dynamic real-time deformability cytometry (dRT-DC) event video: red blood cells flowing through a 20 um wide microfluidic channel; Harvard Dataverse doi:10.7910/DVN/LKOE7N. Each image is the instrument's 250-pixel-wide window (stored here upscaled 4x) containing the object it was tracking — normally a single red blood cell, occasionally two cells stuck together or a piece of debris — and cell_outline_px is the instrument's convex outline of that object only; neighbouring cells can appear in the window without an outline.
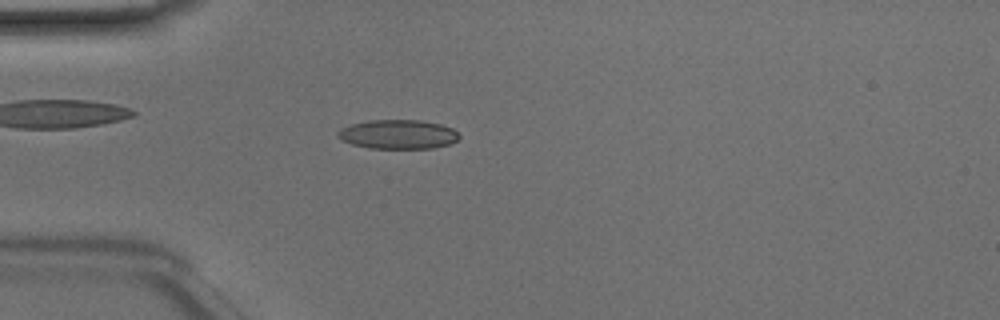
{"species": "Egyptian fruit bat (a non-hibernating species)", "species_latin": "Rousettus aegyptiacus", "temperature_condition": "room temperature", "stored_images_in_passage": 49, "camera_frame_rate_fps": 3000, "um_per_image_px": 0.085, "animal": {"sex": "male"}, "frame": {"image": 1, "passage_image": 14, "time_ms": 4.333, "image_size_px": [1000, 320], "cell_outline_px": [[460, 136], [456, 140], [448, 144], [432, 148], [368, 148], [352, 144], [340, 140], [336, 136], [336, 132], [340, 128], [352, 124], [368, 120], [420, 120], [440, 124], [452, 128]], "centroid_in_image_um": [33.77, 11.41], "position_along_channel_um": 51.2, "area_um2": 20.63}}
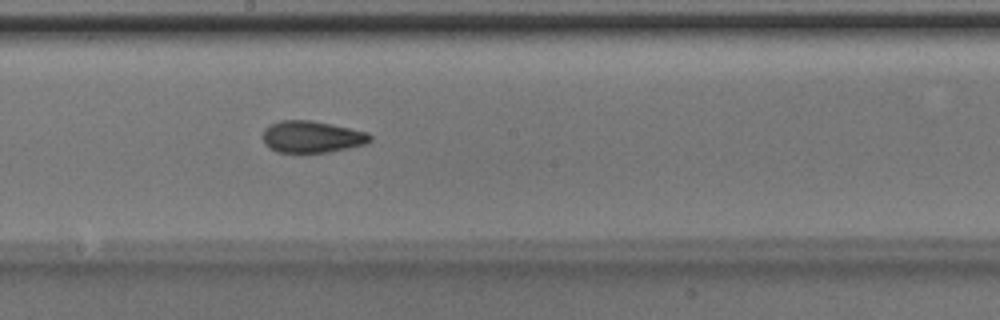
{"frame": {"image": 2, "passage_image": 27, "time_ms": 8.667, "image_size_px": [1000, 320], "cell_outline_px": [[372, 140], [368, 144], [328, 152], [276, 152], [268, 148], [264, 144], [264, 128], [280, 120], [308, 120], [368, 132], [372, 136]], "centroid_in_image_um": [26.52, 11.64], "position_along_channel_um": 221.7, "area_um2": 19.77}}
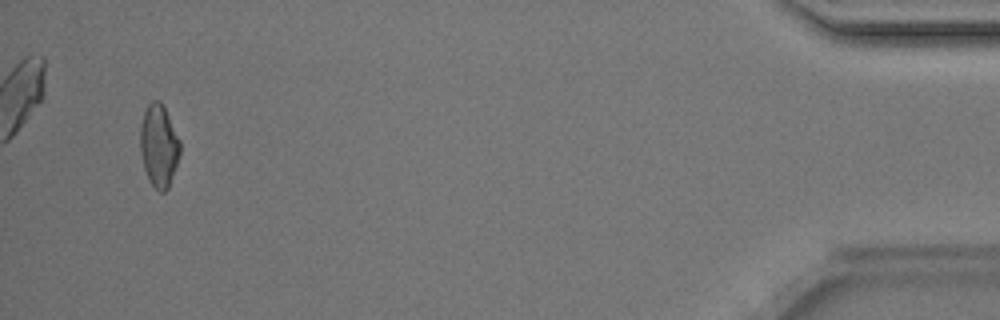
{"frame": {"image": 3, "passage_image": 47, "time_ms": 15.333, "image_size_px": [1000, 320], "cell_outline_px": [[180, 156], [168, 188], [164, 192], [160, 192], [148, 180], [144, 168], [140, 152], [140, 124], [144, 112], [148, 104], [152, 100], [160, 100], [180, 140]], "centroid_in_image_um": [13.49, 12.39], "position_along_channel_um": 421.7, "area_um2": 19.13}, "authors_computed_cell_mechanics": {"area_um2": 19.7676, "velocity_mm_per_s": 4.1939, "shape_relaxation_time_tau1_ms": 5.8493, "shape_relaxation_time_tau2_ms": 1.8979, "deformation_change_tau1": 0.153, "deformation_change_tau2": 0.0741}}